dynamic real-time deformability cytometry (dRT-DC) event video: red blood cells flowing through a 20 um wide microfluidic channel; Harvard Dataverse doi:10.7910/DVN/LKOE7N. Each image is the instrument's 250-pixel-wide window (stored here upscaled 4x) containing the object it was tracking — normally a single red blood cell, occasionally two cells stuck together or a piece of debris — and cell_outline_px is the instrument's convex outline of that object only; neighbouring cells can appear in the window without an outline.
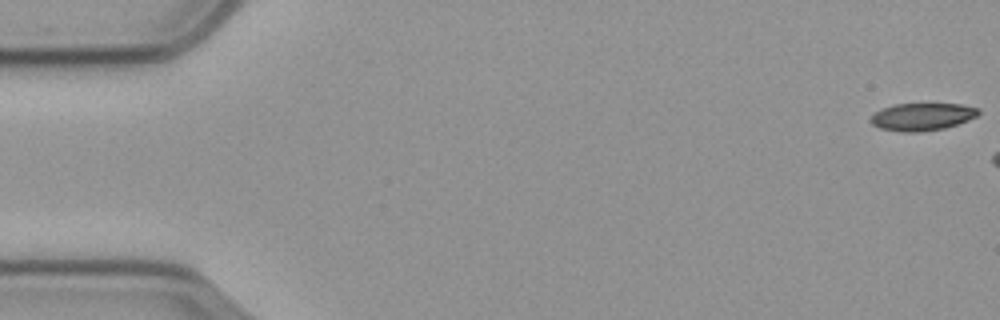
{"species": "common noctule bat (a hibernating species)", "species_latin": "Nyctalus noctula", "temperature_condition": "cold", "stored_images_in_passage": 11, "camera_frame_rate_fps": 3000, "um_per_image_px": 0.085, "animal": {"sex": "male", "body_mass_g": 23.1, "forearm_length_mm": 52.7}, "frame": {"image": 1, "passage_image": 1, "time_ms": 0.0, "image_size_px": [1000, 320], "cell_outline_px": [[980, 112], [976, 116], [968, 120], [944, 128], [916, 132], [900, 132], [880, 128], [872, 124], [868, 120], [880, 108], [892, 104], [960, 104], [980, 108]], "centroid_in_image_um": [78.35, 9.91], "position_along_channel_um": 6.6, "area_um2": 17.28}}